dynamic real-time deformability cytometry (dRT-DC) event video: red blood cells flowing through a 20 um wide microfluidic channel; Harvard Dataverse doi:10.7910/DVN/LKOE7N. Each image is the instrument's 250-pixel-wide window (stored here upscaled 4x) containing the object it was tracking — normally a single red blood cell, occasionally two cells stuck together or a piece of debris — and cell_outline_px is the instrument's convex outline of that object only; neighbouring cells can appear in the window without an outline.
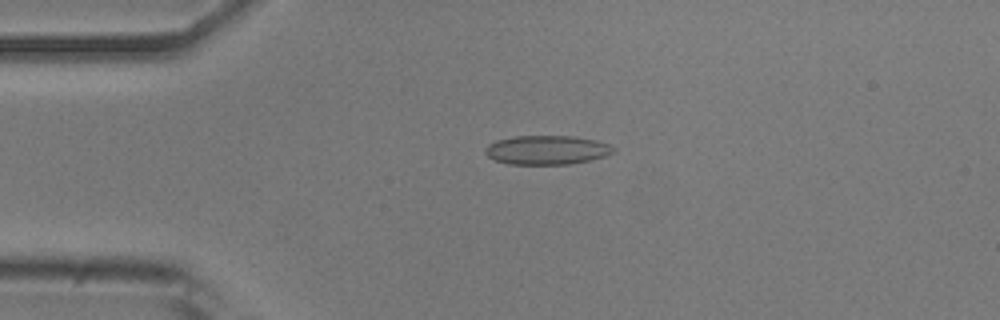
{"species": "common noctule bat (a hibernating species)", "species_latin": "Nyctalus noctula", "temperature_condition": "room temperature", "stored_images_in_passage": 51, "camera_frame_rate_fps": 3000, "um_per_image_px": 0.085, "animal": {"sex": "male", "body_mass_g": 20.5, "forearm_length_mm": 52.5}, "frame": {"image": 1, "passage_image": 11, "time_ms": 3.333, "image_size_px": [1000, 320], "cell_outline_px": [[616, 148], [612, 152], [604, 156], [588, 160], [568, 164], [508, 164], [496, 160], [488, 156], [484, 152], [484, 148], [488, 144], [496, 140], [516, 136], [572, 136], [596, 140], [608, 144]], "centroid_in_image_um": [46.44, 12.74], "position_along_channel_um": 38.6, "area_um2": 21.56}}
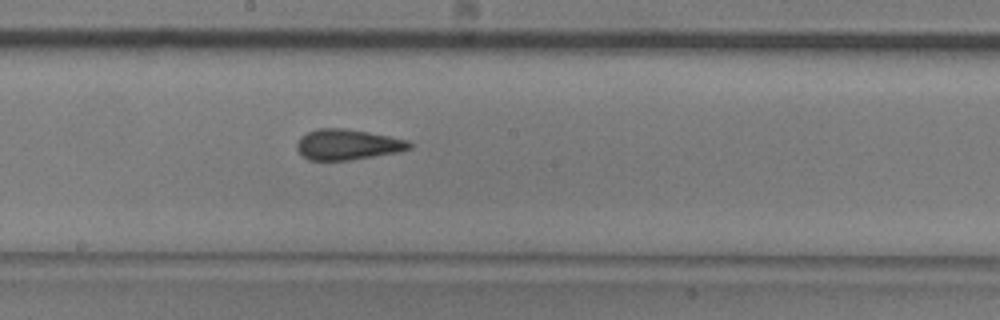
{"frame": {"image": 2, "passage_image": 27, "time_ms": 8.667, "image_size_px": [1000, 320], "cell_outline_px": [[412, 148], [400, 152], [348, 160], [308, 160], [296, 148], [296, 144], [300, 136], [316, 128], [344, 128], [368, 132], [408, 140], [412, 144]], "centroid_in_image_um": [29.54, 12.28], "position_along_channel_um": 218.7, "area_um2": 20.06}}
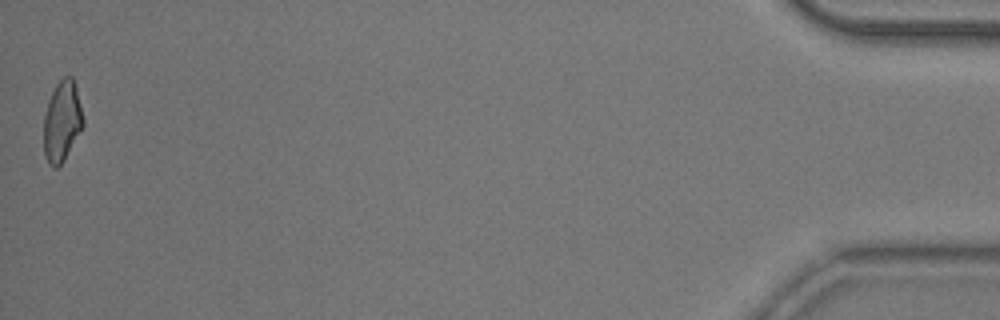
{"frame": {"image": 3, "passage_image": 51, "time_ms": 16.667, "image_size_px": [1000, 320], "cell_outline_px": [[84, 124], [80, 132], [64, 160], [56, 168], [52, 168], [48, 164], [44, 156], [44, 116], [52, 92], [56, 84], [64, 76], [72, 76], [76, 88], [84, 120]], "centroid_in_image_um": [5.27, 10.34], "position_along_channel_um": 429.9, "area_um2": 18.38}, "authors_computed_cell_mechanics": {"area_um2": 20.0566, "velocity_mm_per_s": 3.8712, "shape_relaxation_time_tau1_ms": null, "shape_relaxation_time_tau2_ms": 1.2881, "deformation_change_tau1": null, "deformation_change_tau2": 0.073}}